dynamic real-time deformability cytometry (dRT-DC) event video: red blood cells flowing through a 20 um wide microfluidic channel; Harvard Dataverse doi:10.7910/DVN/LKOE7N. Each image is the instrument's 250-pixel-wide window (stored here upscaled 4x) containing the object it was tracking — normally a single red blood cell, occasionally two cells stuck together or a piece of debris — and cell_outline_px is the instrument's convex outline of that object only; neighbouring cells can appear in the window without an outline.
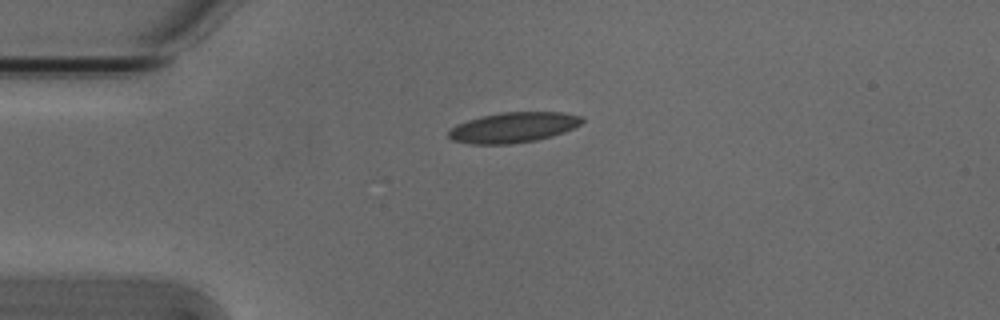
{"species": "Egyptian fruit bat (a non-hibernating species)", "species_latin": "Rousettus aegyptiacus", "temperature_condition": "cold", "stored_images_in_passage": 4, "camera_frame_rate_fps": 3000, "um_per_image_px": 0.085, "animal": {"sex": "male"}, "frame": {"image": 1, "passage_image": 1, "time_ms": 0.0, "image_size_px": [1000, 320], "cell_outline_px": [[584, 120], [580, 124], [564, 132], [552, 136], [536, 140], [512, 144], [472, 144], [452, 140], [448, 136], [448, 132], [456, 124], [480, 116], [500, 112], [564, 112], [584, 116]], "centroid_in_image_um": [43.64, 10.82], "position_along_channel_um": 41.4, "area_um2": 23.7}}
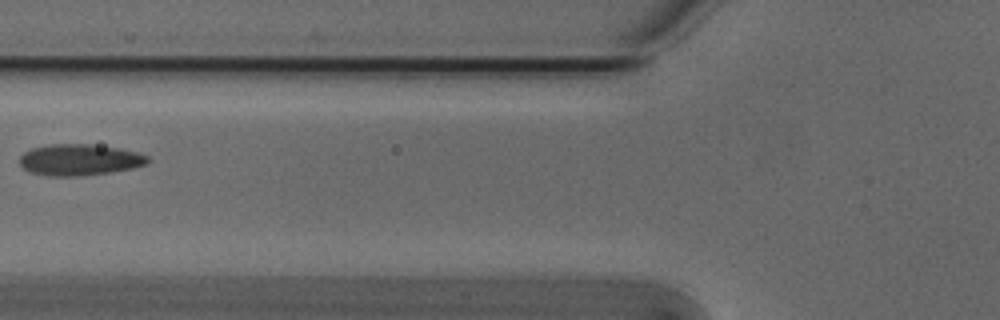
{"frame": {"image": 2, "passage_image": 3, "time_ms": 0.667, "image_size_px": [1000, 320], "cell_outline_px": [[152, 160], [148, 164], [132, 168], [112, 172], [80, 176], [48, 176], [28, 172], [20, 164], [20, 156], [24, 152], [32, 148], [48, 144], [92, 144], [120, 148], [140, 152], [148, 156]], "centroid_in_image_um": [6.8, 13.58], "position_along_channel_um": 119.0, "area_um2": 23.76}}